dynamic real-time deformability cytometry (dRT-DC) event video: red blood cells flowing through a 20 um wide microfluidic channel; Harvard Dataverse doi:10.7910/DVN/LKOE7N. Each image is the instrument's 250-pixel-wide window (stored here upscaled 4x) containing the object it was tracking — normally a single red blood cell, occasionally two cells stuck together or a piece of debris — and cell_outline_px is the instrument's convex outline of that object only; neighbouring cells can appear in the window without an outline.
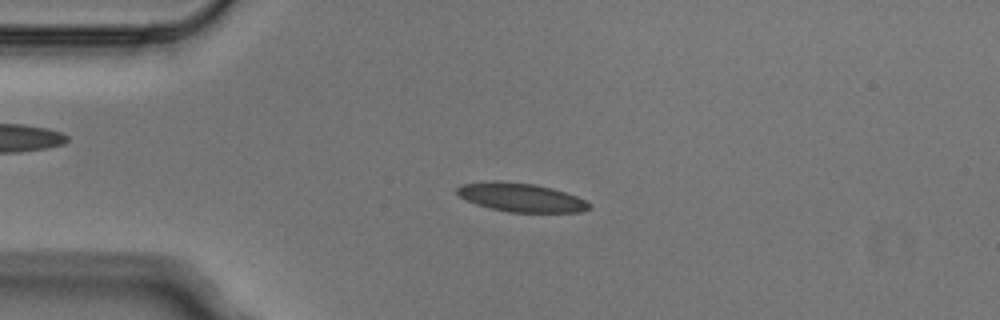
{"species": "Egyptian fruit bat (a non-hibernating species)", "species_latin": "Rousettus aegyptiacus", "temperature_condition": "cold", "stored_images_in_passage": 3, "camera_frame_rate_fps": 3000, "um_per_image_px": 0.085, "animal": {"sex": "male"}, "frame": {"image": 1, "passage_image": 3, "time_ms": 0.667, "image_size_px": [1000, 320], "cell_outline_px": [[592, 208], [580, 212], [508, 212], [488, 208], [476, 204], [460, 196], [456, 192], [456, 188], [460, 184], [496, 180], [536, 184], [552, 188], [576, 196], [592, 204]], "centroid_in_image_um": [44.28, 16.78], "position_along_channel_um": 40.7, "area_um2": 22.2}}